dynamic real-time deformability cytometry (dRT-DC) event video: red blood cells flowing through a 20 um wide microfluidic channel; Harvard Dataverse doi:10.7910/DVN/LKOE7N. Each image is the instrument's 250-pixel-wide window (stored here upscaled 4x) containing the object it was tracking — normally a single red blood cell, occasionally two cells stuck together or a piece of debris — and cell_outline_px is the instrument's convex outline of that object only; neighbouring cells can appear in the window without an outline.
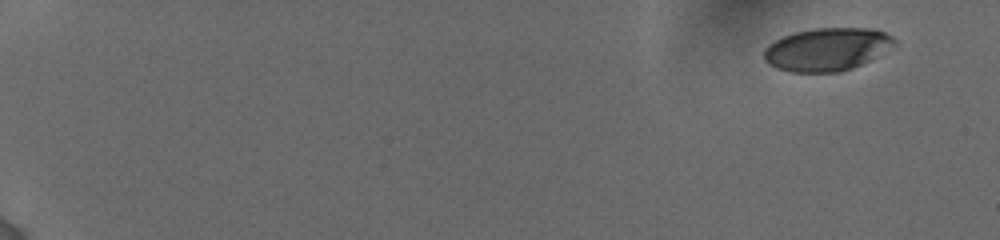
{"species": "human", "species_latin": "Homo sapiens", "temperature_condition": "cold", "stored_images_in_passage": 10, "segment_of_instrument_passage": [2, 2], "camera_frame_rate_fps": 3000, "um_per_image_px": 0.085, "donor": {"sex": "female"}, "frame": {"image": 1, "passage_image": 10, "time_ms": 3.0, "image_size_px": [1000, 240], "cell_outline_px": [[896, 40], [892, 44], [868, 60], [852, 68], [840, 72], [788, 72], [776, 68], [768, 64], [764, 60], [764, 48], [768, 44], [784, 36], [796, 32], [816, 28], [872, 28], [884, 32], [892, 36]], "centroid_in_image_um": [70.21, 4.19], "position_along_channel_um": 14.8, "area_um2": 32.19}}